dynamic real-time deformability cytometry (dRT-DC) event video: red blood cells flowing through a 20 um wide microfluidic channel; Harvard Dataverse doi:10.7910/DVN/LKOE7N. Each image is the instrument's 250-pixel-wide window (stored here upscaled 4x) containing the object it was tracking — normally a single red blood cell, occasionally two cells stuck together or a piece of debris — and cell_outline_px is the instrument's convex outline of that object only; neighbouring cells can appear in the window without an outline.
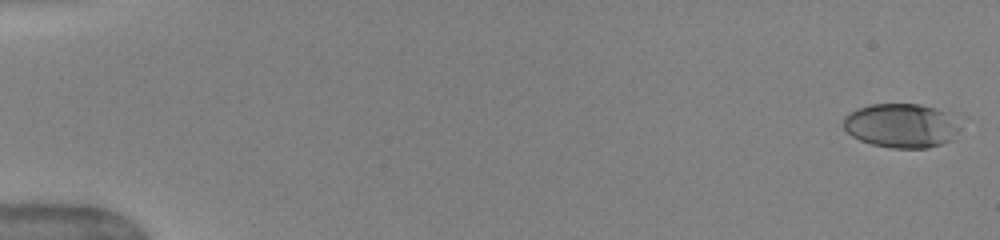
{"species": "human", "species_latin": "Homo sapiens", "temperature_condition": "warm", "stored_images_in_passage": 51, "camera_frame_rate_fps": 3000, "um_per_image_px": 0.085, "donor": {"sex": "female"}, "frame": {"image": 1, "passage_image": 1, "time_ms": 0.0, "image_size_px": [1000, 240], "cell_outline_px": [[968, 116], [952, 140], [928, 148], [892, 148], [872, 144], [860, 140], [852, 136], [844, 128], [844, 116], [848, 112], [856, 108], [872, 104], [920, 104], [956, 112]], "centroid_in_image_um": [76.78, 10.64], "position_along_channel_um": 8.2, "area_um2": 31.33}}
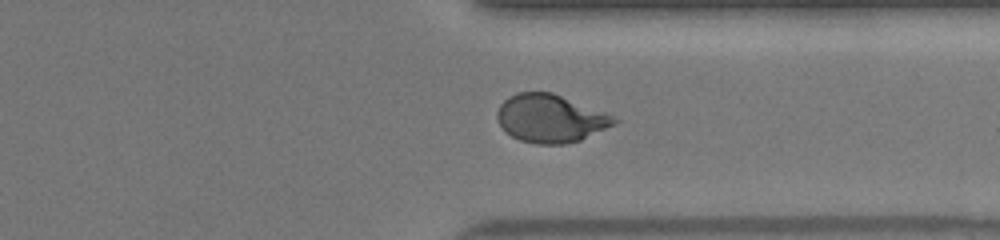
{"frame": {"image": 2, "passage_image": 40, "time_ms": 13.0, "image_size_px": [1000, 240], "cell_outline_px": [[620, 120], [616, 124], [580, 140], [564, 144], [536, 144], [520, 140], [504, 132], [496, 116], [496, 112], [500, 104], [508, 96], [516, 92], [552, 92], [604, 112]], "centroid_in_image_um": [46.75, 10.07], "position_along_channel_um": 364.6, "area_um2": 32.71}}
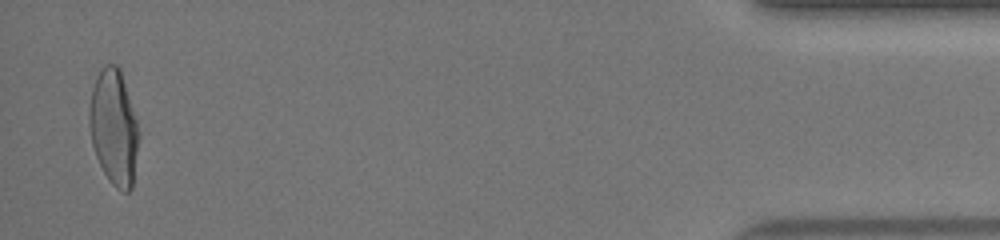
{"frame": {"image": 3, "passage_image": 50, "time_ms": 16.333, "image_size_px": [1000, 240], "cell_outline_px": [[140, 136], [132, 188], [128, 192], [124, 192], [116, 188], [112, 184], [104, 172], [96, 156], [92, 144], [88, 124], [88, 108], [92, 88], [96, 76], [104, 64], [116, 64], [120, 68], [140, 132]], "centroid_in_image_um": [9.67, 10.82], "position_along_channel_um": 425.5, "area_um2": 33.58}, "authors_computed_cell_mechanics": {"area_um2": 32.3102, "velocity_mm_per_s": 4.0253, "shape_relaxation_time_tau1_ms": 3.9228, "shape_relaxation_time_tau2_ms": 0.819, "deformation_change_tau1": 0.2159, "deformation_change_tau2": 0.0713}}